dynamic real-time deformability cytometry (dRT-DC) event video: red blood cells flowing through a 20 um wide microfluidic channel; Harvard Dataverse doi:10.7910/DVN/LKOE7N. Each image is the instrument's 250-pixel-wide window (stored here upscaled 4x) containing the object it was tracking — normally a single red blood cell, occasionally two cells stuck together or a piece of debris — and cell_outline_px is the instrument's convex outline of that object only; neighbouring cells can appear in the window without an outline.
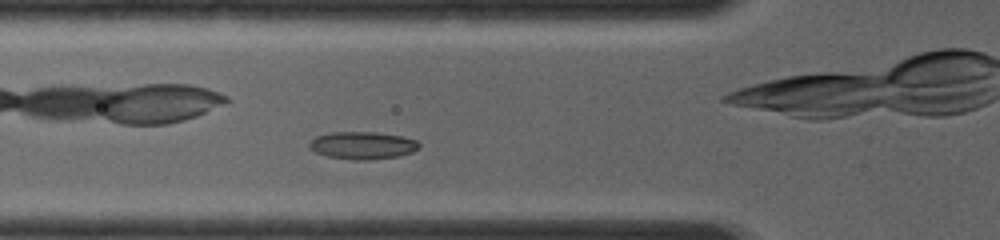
{"species": "common noctule bat (a hibernating species)", "species_latin": "Nyctalus noctula", "temperature_condition": "room temperature", "stored_images_in_passage": 15, "camera_frame_rate_fps": 4000, "um_per_image_px": 0.085, "animal": {"sex": "female", "body_mass_g": 19.0, "forearm_length_mm": 56.7}, "frame": {"image": 1, "passage_image": 9, "time_ms": 2.0, "image_size_px": [1000, 240], "cell_outline_px": [[420, 148], [412, 152], [400, 156], [368, 160], [356, 160], [328, 156], [316, 152], [308, 148], [308, 144], [316, 136], [332, 132], [376, 132], [400, 136], [416, 140], [420, 144]], "centroid_in_image_um": [30.83, 12.36], "position_along_channel_um": 95.0, "area_um2": 17.57}}